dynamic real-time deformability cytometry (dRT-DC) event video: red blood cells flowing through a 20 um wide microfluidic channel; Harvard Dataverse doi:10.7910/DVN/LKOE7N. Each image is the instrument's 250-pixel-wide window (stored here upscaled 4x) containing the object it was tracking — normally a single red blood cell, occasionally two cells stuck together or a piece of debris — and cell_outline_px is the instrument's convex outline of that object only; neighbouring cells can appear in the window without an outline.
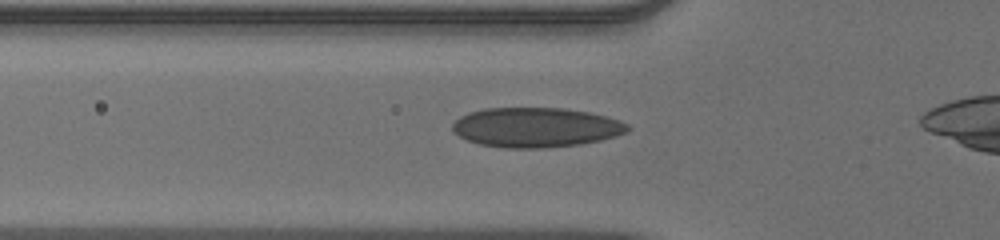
{"species": "human", "species_latin": "Homo sapiens", "temperature_condition": "warm", "stored_images_in_passage": 34, "camera_frame_rate_fps": 3000, "um_per_image_px": 0.085, "donor": {"sex": "male"}, "frame": {"image": 1, "passage_image": 6, "time_ms": 1.667, "image_size_px": [1000, 240], "cell_outline_px": [[632, 128], [616, 136], [600, 140], [580, 144], [544, 148], [504, 148], [480, 144], [468, 140], [452, 132], [452, 124], [460, 116], [484, 108], [564, 108], [588, 112], [620, 120], [628, 124]], "centroid_in_image_um": [45.54, 10.83], "position_along_channel_um": 80.3, "area_um2": 40.46}}
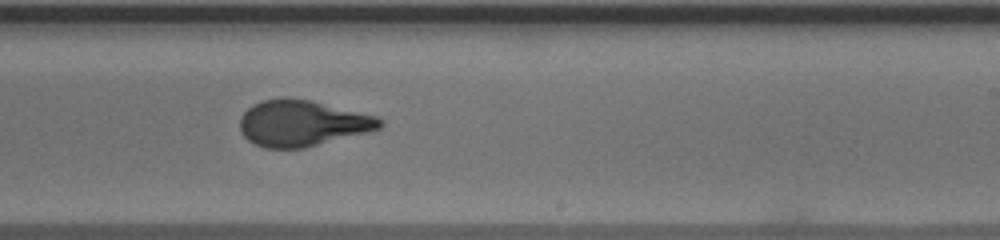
{"frame": {"image": 2, "passage_image": 20, "time_ms": 6.333, "image_size_px": [1000, 240], "cell_outline_px": [[384, 124], [380, 128], [304, 148], [264, 148], [248, 140], [240, 132], [240, 116], [252, 104], [260, 100], [284, 96], [312, 100], [376, 116], [384, 120]], "centroid_in_image_um": [25.64, 10.45], "position_along_channel_um": 263.4, "area_um2": 37.69}}
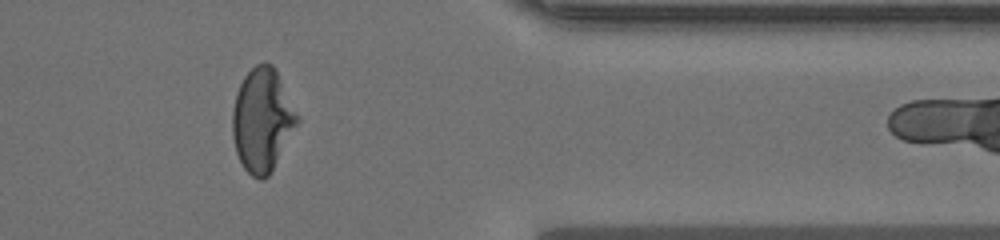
{"frame": {"image": 3, "passage_image": 31, "time_ms": 10.0, "image_size_px": [1000, 240], "cell_outline_px": [[300, 120], [268, 176], [264, 180], [260, 180], [252, 176], [244, 168], [236, 152], [232, 136], [232, 112], [236, 92], [244, 76], [256, 64], [264, 60], [272, 64], [276, 68], [300, 116]], "centroid_in_image_um": [22.3, 10.15], "position_along_channel_um": 389.1, "area_um2": 39.3}, "authors_computed_cell_mechanics": {"area_um2": 38.1769, "velocity_mm_per_s": 3.9148, "shape_relaxation_time_tau1_ms": null, "shape_relaxation_time_tau2_ms": 0.7161, "deformation_change_tau1": null, "deformation_change_tau2": 0.0617}}